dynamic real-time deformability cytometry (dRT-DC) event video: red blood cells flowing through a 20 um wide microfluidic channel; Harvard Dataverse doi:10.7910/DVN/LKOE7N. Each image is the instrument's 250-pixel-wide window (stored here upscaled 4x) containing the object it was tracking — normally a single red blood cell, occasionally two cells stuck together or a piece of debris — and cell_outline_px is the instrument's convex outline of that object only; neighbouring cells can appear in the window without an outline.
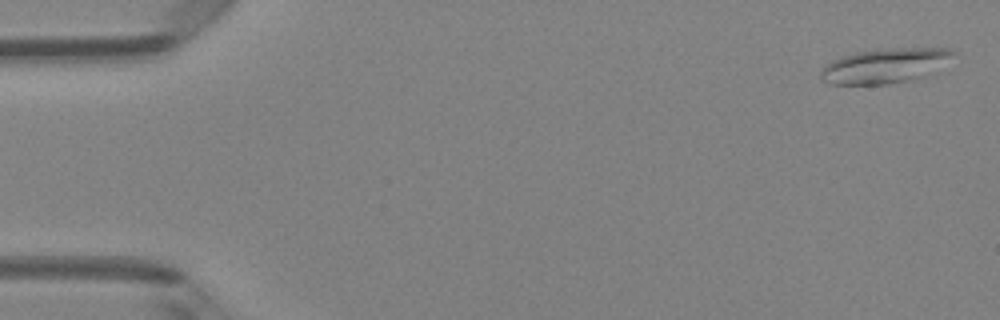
{"species": "Egyptian fruit bat (a non-hibernating species)", "species_latin": "Rousettus aegyptiacus", "temperature_condition": "room temperature", "stored_images_in_passage": 7, "camera_frame_rate_fps": 3000, "um_per_image_px": 0.085, "animal": {"sex": "female"}, "frame": {"image": 1, "passage_image": 1, "time_ms": 0.0, "image_size_px": [1000, 320], "cell_outline_px": [[956, 52], [924, 76], [908, 80], [888, 84], [828, 84], [820, 80], [820, 72], [832, 60], [840, 56], [856, 52], [896, 48], [952, 48]], "centroid_in_image_um": [75.13, 5.59], "position_along_channel_um": 9.9, "area_um2": 26.18}}
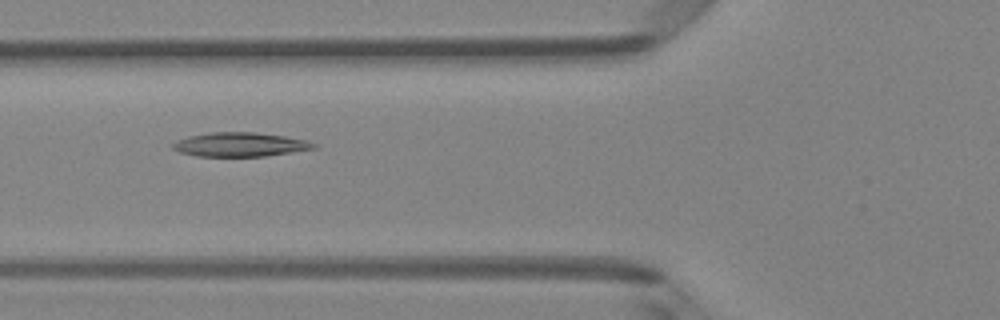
{"frame": {"image": 2, "passage_image": 6, "time_ms": 1.667, "image_size_px": [1000, 320], "cell_outline_px": [[316, 148], [264, 156], [196, 156], [180, 152], [172, 148], [172, 144], [176, 140], [188, 136], [212, 132], [256, 132], [284, 136], [304, 140], [316, 144]], "centroid_in_image_um": [20.35, 12.28], "position_along_channel_um": 105.4, "area_um2": 19.59}}
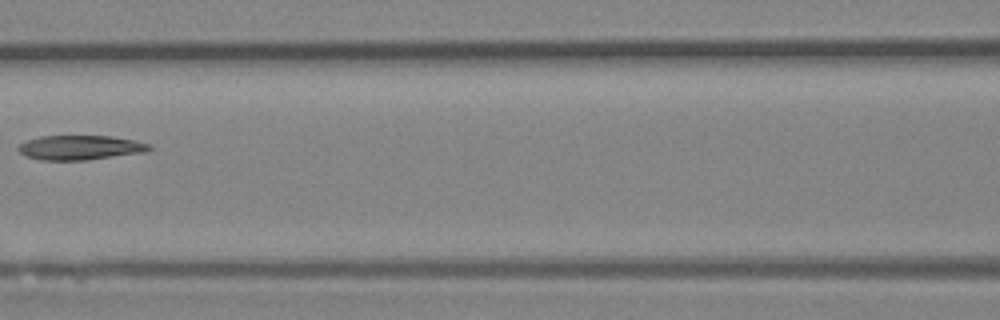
{"frame": {"image": 3, "passage_image": 7, "time_ms": 2.0, "image_size_px": [1000, 320], "cell_outline_px": [[152, 148], [144, 152], [88, 160], [40, 160], [28, 156], [20, 152], [16, 148], [20, 144], [28, 140], [40, 136], [112, 136], [152, 144]], "centroid_in_image_um": [6.82, 12.54], "position_along_channel_um": 159.8, "area_um2": 18.61}}